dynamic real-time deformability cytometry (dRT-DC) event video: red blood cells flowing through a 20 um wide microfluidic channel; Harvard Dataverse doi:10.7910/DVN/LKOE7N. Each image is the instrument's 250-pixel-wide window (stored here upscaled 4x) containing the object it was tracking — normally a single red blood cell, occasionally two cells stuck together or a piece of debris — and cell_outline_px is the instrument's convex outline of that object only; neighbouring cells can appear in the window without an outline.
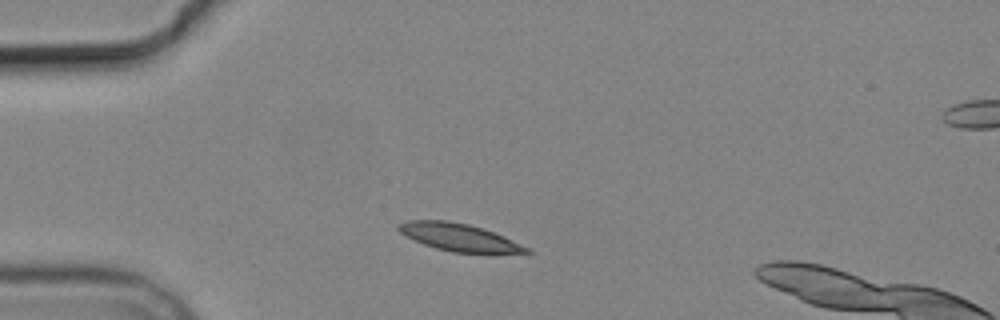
{"species": "common noctule bat (a hibernating species)", "species_latin": "Nyctalus noctula", "temperature_condition": "cold", "stored_images_in_passage": 3, "camera_frame_rate_fps": 3000, "um_per_image_px": 0.085, "animal": {"sex": "male", "body_mass_g": 19.2, "forearm_length_mm": 51.8}, "frame": {"image": 1, "passage_image": 1, "time_ms": 0.0, "image_size_px": [1000, 320], "cell_outline_px": [[532, 252], [452, 252], [436, 248], [424, 244], [400, 232], [396, 228], [396, 224], [408, 220], [448, 220], [468, 224], [484, 228], [532, 248]], "centroid_in_image_um": [39.0, 20.14], "position_along_channel_um": 46.0, "area_um2": 20.23}}
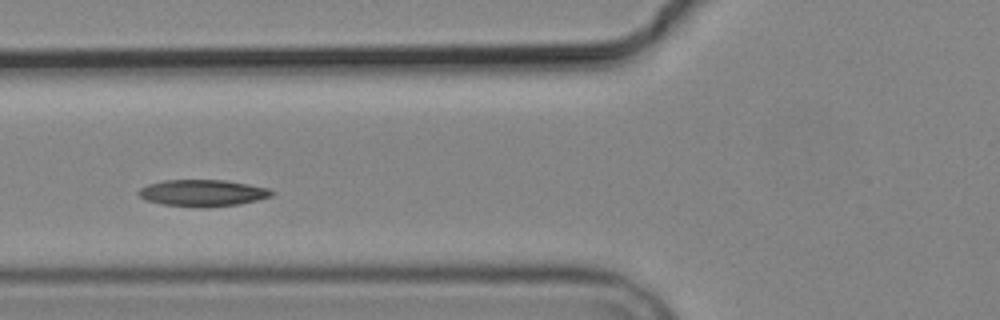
{"frame": {"image": 2, "passage_image": 3, "time_ms": 2.333, "image_size_px": [1000, 320], "cell_outline_px": [[276, 192], [272, 196], [240, 204], [204, 208], [200, 208], [164, 204], [144, 200], [136, 192], [140, 188], [148, 184], [164, 180], [224, 180], [248, 184], [268, 188]], "centroid_in_image_um": [17.22, 16.41], "position_along_channel_um": 108.6, "area_um2": 20.81}}